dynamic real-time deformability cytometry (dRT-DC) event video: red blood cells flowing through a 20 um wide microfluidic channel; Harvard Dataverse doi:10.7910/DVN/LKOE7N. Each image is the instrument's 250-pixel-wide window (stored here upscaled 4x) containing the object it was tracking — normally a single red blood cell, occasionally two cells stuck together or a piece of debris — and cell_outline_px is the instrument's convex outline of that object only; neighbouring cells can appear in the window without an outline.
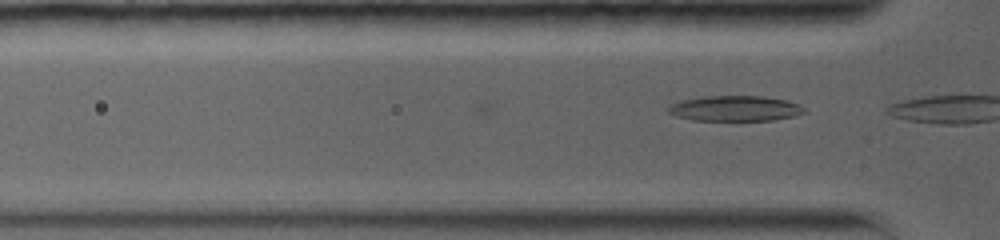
{"species": "common noctule bat (a hibernating species)", "species_latin": "Nyctalus noctula", "temperature_condition": "warm", "stored_images_in_passage": 3, "camera_frame_rate_fps": 5000, "um_per_image_px": 0.085, "animal": {"sex": "female", "body_mass_g": 19.0, "forearm_length_mm": 56.7}, "frame": {"image": 1, "passage_image": 2, "time_ms": 0.2, "image_size_px": [1000, 240], "cell_outline_px": [[804, 112], [792, 116], [776, 120], [692, 120], [676, 116], [668, 112], [668, 108], [672, 104], [680, 100], [704, 96], [764, 96], [788, 100], [804, 108]], "centroid_in_image_um": [62.46, 9.21], "position_along_channel_um": 63.3, "area_um2": 20.0}}